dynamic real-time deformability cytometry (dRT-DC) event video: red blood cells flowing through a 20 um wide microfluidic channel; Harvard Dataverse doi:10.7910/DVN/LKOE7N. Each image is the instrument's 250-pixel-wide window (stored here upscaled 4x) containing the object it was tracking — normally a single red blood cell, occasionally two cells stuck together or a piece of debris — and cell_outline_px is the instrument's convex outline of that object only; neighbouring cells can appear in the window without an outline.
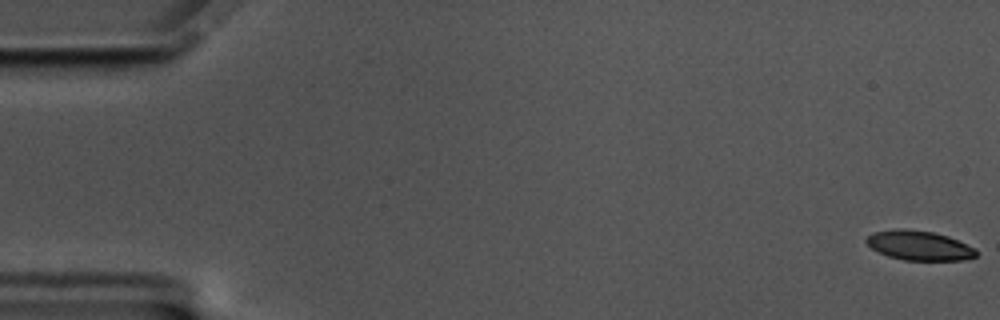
{"species": "common noctule bat (a hibernating species)", "species_latin": "Nyctalus noctula", "temperature_condition": "cold", "stored_images_in_passage": 16, "camera_frame_rate_fps": 3000, "um_per_image_px": 0.085, "animal": {"sex": "male", "body_mass_g": 17.5, "forearm_length_mm": 52.3}, "frame": {"image": 1, "passage_image": 1, "time_ms": 0.0, "image_size_px": [1000, 320], "cell_outline_px": [[976, 256], [964, 260], [904, 260], [888, 256], [872, 248], [864, 240], [872, 232], [896, 228], [904, 228], [932, 232], [948, 236], [976, 248]], "centroid_in_image_um": [78.12, 20.86], "position_along_channel_um": 6.9, "area_um2": 18.9}}